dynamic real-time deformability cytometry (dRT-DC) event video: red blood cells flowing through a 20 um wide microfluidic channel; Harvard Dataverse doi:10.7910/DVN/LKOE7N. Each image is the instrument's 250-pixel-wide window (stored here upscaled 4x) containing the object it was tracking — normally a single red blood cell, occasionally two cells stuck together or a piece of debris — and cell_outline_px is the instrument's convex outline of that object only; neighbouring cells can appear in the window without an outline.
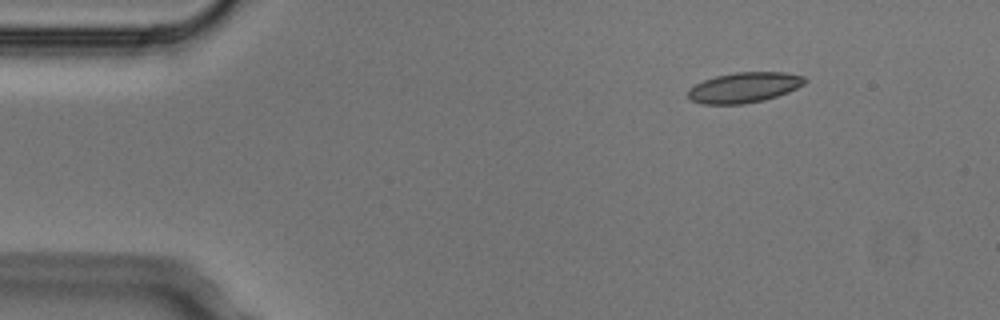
{"species": "Egyptian fruit bat (a non-hibernating species)", "species_latin": "Rousettus aegyptiacus", "temperature_condition": "cold", "stored_images_in_passage": 3, "camera_frame_rate_fps": 3000, "um_per_image_px": 0.085, "animal": {"sex": "male"}, "frame": {"image": 1, "passage_image": 1, "time_ms": 0.0, "image_size_px": [1000, 320], "cell_outline_px": [[808, 80], [804, 84], [788, 92], [764, 100], [744, 104], [700, 104], [692, 100], [688, 96], [688, 88], [704, 80], [716, 76], [736, 72], [784, 72], [804, 76]], "centroid_in_image_um": [63.26, 7.43], "position_along_channel_um": 21.7, "area_um2": 20.63}}